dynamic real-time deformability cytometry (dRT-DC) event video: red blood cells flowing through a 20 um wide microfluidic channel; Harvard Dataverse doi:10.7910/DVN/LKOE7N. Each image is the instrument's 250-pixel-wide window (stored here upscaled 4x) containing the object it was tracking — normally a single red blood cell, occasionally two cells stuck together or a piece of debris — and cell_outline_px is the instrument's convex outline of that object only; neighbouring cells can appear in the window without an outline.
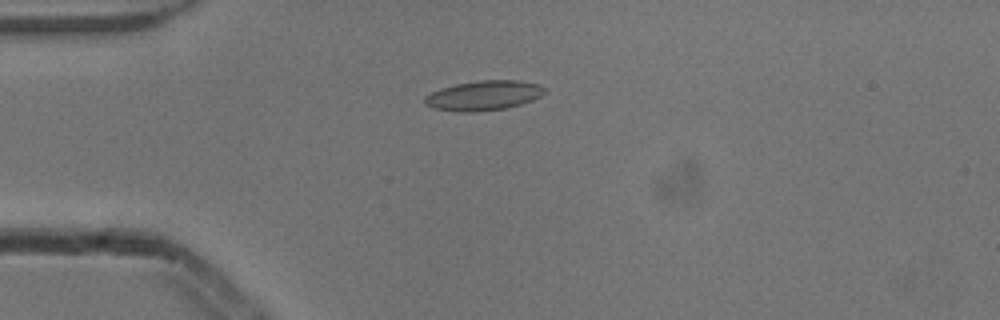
{"species": "common noctule bat (a hibernating species)", "species_latin": "Nyctalus noctula", "temperature_condition": "cold", "stored_images_in_passage": 6, "camera_frame_rate_fps": 3000, "um_per_image_px": 0.085, "animal": {"sex": "male", "body_mass_g": 13.3}, "frame": {"image": 1, "passage_image": 4, "time_ms": 1.0, "image_size_px": [1000, 320], "cell_outline_px": [[544, 92], [540, 96], [532, 100], [520, 104], [504, 108], [472, 112], [460, 112], [432, 108], [424, 104], [424, 96], [440, 88], [456, 84], [480, 80], [520, 80], [540, 84], [544, 88]], "centroid_in_image_um": [41.08, 8.11], "position_along_channel_um": 43.9, "area_um2": 20.75}}
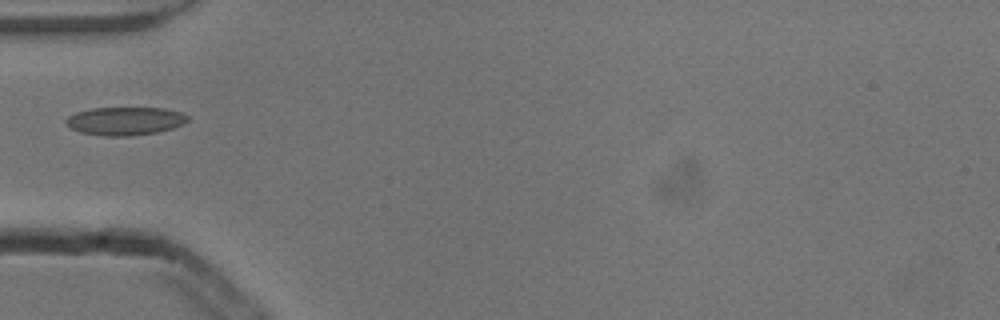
{"frame": {"image": 2, "passage_image": 5, "time_ms": 1.333, "image_size_px": [1000, 320], "cell_outline_px": [[188, 120], [184, 124], [172, 128], [156, 132], [128, 136], [104, 136], [80, 132], [68, 128], [64, 124], [64, 120], [68, 116], [76, 112], [92, 108], [164, 108], [180, 112], [188, 116]], "centroid_in_image_um": [10.57, 10.29], "position_along_channel_um": 74.4, "area_um2": 20.11}}
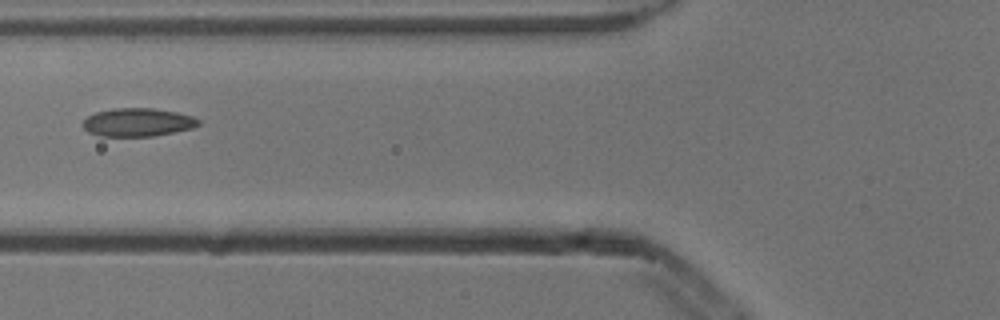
{"frame": {"image": 3, "passage_image": 6, "time_ms": 1.667, "image_size_px": [1000, 320], "cell_outline_px": [[200, 124], [192, 128], [152, 136], [100, 136], [88, 132], [80, 124], [88, 116], [96, 112], [112, 108], [156, 108], [176, 112], [192, 116], [200, 120]], "centroid_in_image_um": [11.68, 10.39], "position_along_channel_um": 114.1, "area_um2": 19.07}}